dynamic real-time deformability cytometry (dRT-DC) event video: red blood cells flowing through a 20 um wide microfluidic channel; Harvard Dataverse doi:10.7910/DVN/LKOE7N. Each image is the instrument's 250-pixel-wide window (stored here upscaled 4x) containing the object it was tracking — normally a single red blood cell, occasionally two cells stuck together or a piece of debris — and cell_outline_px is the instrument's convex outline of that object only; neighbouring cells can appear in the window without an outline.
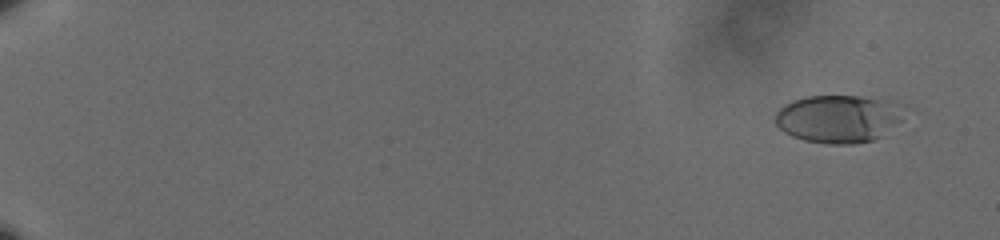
{"species": "human", "species_latin": "Homo sapiens", "temperature_condition": "cold", "stored_images_in_passage": 46, "camera_frame_rate_fps": 3000, "um_per_image_px": 0.085, "donor": {"sex": "male"}, "frame": {"image": 1, "passage_image": 2, "time_ms": 0.333, "image_size_px": [1000, 240], "cell_outline_px": [[900, 120], [880, 136], [872, 140], [852, 144], [832, 144], [804, 140], [792, 136], [784, 132], [776, 124], [776, 112], [784, 104], [792, 100], [804, 96], [860, 96], [884, 100], [892, 104], [896, 108]], "centroid_in_image_um": [71.12, 10.09], "position_along_channel_um": 13.9, "area_um2": 34.91}}
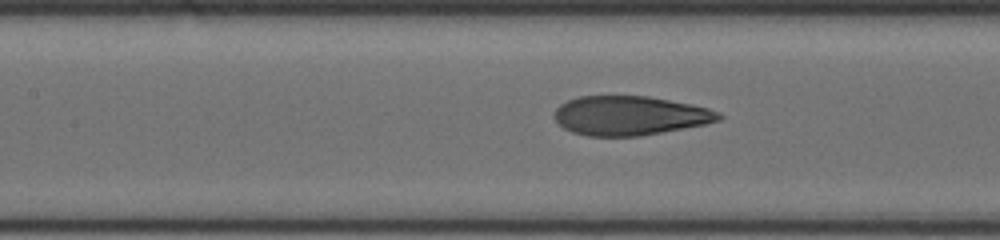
{"frame": {"image": 2, "passage_image": 20, "time_ms": 6.333, "image_size_px": [1000, 240], "cell_outline_px": [[724, 116], [720, 120], [704, 124], [640, 136], [588, 136], [572, 132], [564, 128], [552, 116], [556, 108], [560, 104], [576, 96], [648, 96], [692, 104], [708, 108], [720, 112]], "centroid_in_image_um": [53.52, 9.82], "position_along_channel_um": 153.9, "area_um2": 37.63}}
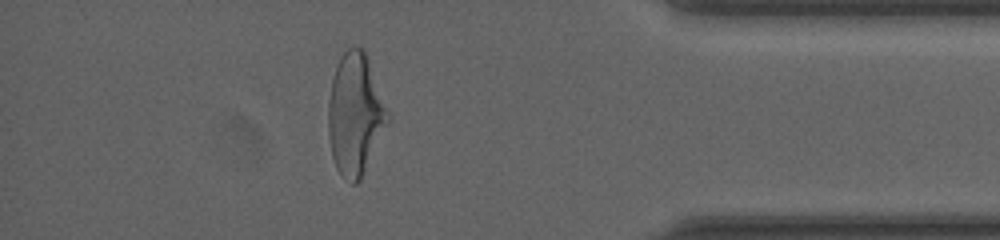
{"frame": {"image": 3, "passage_image": 40, "time_ms": 13.0, "image_size_px": [1000, 240], "cell_outline_px": [[388, 120], [360, 180], [356, 184], [352, 184], [336, 168], [332, 156], [328, 136], [328, 100], [332, 80], [336, 68], [344, 52], [352, 44], [360, 48], [364, 52], [384, 108]], "centroid_in_image_um": [30.11, 9.76], "position_along_channel_um": 405.1, "area_um2": 40.23}, "authors_computed_cell_mechanics": {"area_um2": 38.4659, "velocity_mm_per_s": 3.6312, "shape_relaxation_time_tau1_ms": 4.8671, "shape_relaxation_time_tau2_ms": 0.8119, "deformation_change_tau1": 0.2126, "deformation_change_tau2": 0.0782}}